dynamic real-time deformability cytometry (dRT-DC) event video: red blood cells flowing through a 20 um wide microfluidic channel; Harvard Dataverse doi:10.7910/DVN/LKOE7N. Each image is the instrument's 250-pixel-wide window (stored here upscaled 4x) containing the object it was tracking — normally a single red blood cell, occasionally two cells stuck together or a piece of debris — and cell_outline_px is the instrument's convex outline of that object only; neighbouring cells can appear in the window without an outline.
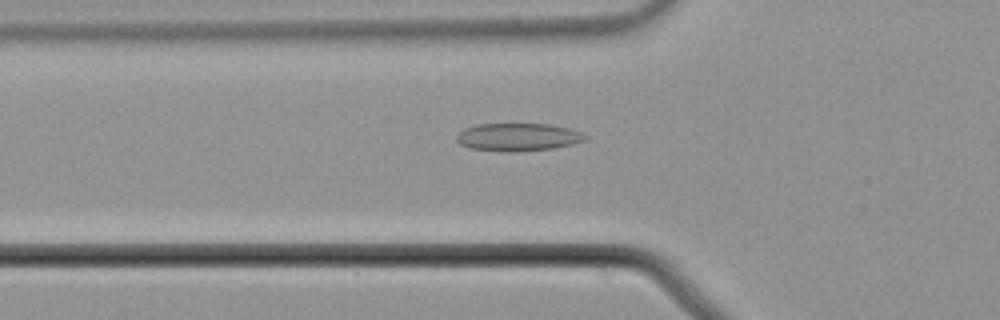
{"species": "common noctule bat (a hibernating species)", "species_latin": "Nyctalus noctula", "temperature_condition": "cold", "stored_images_in_passage": 42, "camera_frame_rate_fps": 3000, "um_per_image_px": 0.085, "animal": {"sex": "male", "body_mass_g": 21.5, "forearm_length_mm": 52.0}, "frame": {"image": 1, "passage_image": 6, "time_ms": 1.667, "image_size_px": [1000, 320], "cell_outline_px": [[588, 136], [584, 140], [572, 144], [552, 148], [512, 152], [508, 152], [472, 148], [460, 144], [456, 140], [456, 136], [464, 128], [476, 124], [548, 124], [572, 128]], "centroid_in_image_um": [44.03, 11.64], "position_along_channel_um": 81.8, "area_um2": 20.75}}
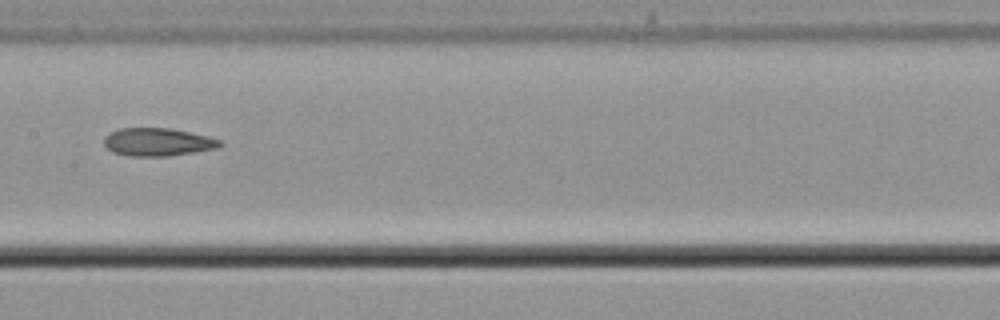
{"frame": {"image": 2, "passage_image": 15, "time_ms": 4.667, "image_size_px": [1000, 320], "cell_outline_px": [[224, 144], [216, 148], [168, 156], [128, 156], [112, 152], [104, 144], [104, 136], [108, 132], [120, 128], [172, 128], [208, 136], [220, 140]], "centroid_in_image_um": [13.37, 12.06], "position_along_channel_um": 194.0, "area_um2": 18.96}}
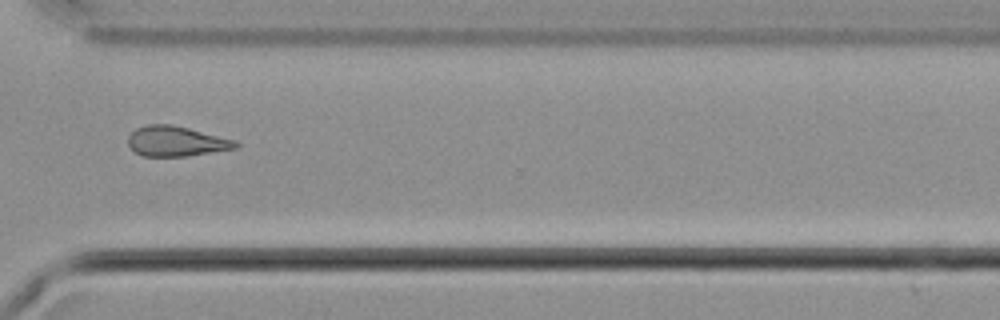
{"frame": {"image": 3, "passage_image": 28, "time_ms": 9.0, "image_size_px": [1000, 320], "cell_outline_px": [[240, 144], [236, 148], [188, 156], [140, 156], [128, 144], [128, 136], [136, 128], [148, 124], [172, 124], [236, 140]], "centroid_in_image_um": [14.97, 12.0], "position_along_channel_um": 355.6, "area_um2": 18.84}, "authors_computed_cell_mechanics": {"area_um2": 18.9295, "velocity_mm_per_s": 3.7283, "shape_relaxation_time_tau1_ms": null, "shape_relaxation_time_tau2_ms": 8.6851, "deformation_change_tau1": null, "deformation_change_tau2": 0.1778}}